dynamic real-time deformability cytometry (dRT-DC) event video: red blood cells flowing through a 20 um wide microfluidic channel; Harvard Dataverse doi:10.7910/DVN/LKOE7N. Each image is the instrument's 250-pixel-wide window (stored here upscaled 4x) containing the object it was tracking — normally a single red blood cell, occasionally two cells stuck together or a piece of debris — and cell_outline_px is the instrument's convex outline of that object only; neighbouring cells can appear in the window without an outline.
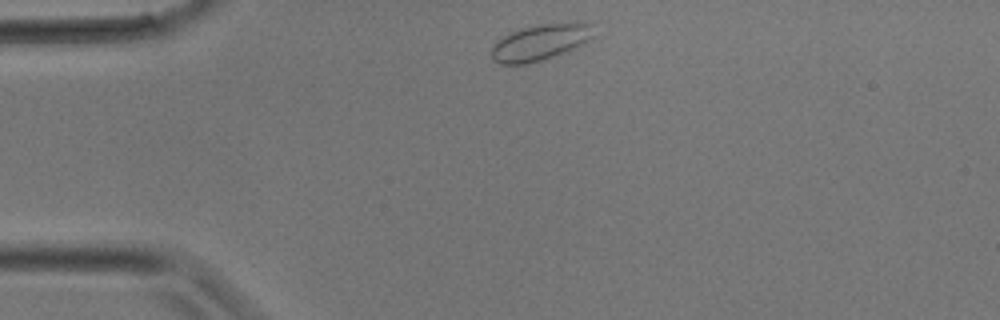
{"species": "common noctule bat (a hibernating species)", "species_latin": "Nyctalus noctula", "temperature_condition": "room temperature", "stored_images_in_passage": 27, "camera_frame_rate_fps": 3000, "um_per_image_px": 0.085, "animal": {"sex": "male", "body_mass_g": 17.9}, "frame": {"image": 1, "passage_image": 1, "time_ms": 0.0, "image_size_px": [1000, 320], "cell_outline_px": [[592, 40], [560, 56], [528, 64], [500, 64], [492, 60], [492, 48], [496, 40], [512, 32], [524, 28], [540, 24], [576, 20], [580, 20], [592, 24]], "centroid_in_image_um": [46.01, 3.59], "position_along_channel_um": 39.0, "area_um2": 22.25}}
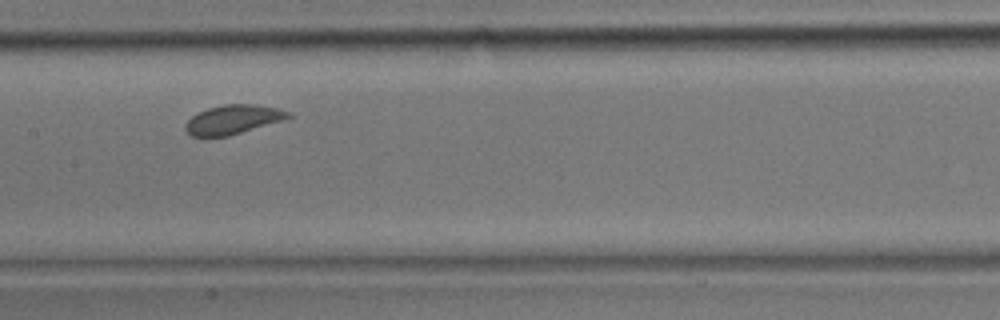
{"frame": {"image": 2, "passage_image": 10, "time_ms": 3.0, "image_size_px": [1000, 320], "cell_outline_px": [[292, 116], [280, 120], [228, 136], [192, 136], [184, 128], [184, 124], [192, 116], [208, 108], [224, 104], [256, 104], [276, 108], [292, 112]], "centroid_in_image_um": [19.78, 10.14], "position_along_channel_um": 187.6, "area_um2": 17.11}}
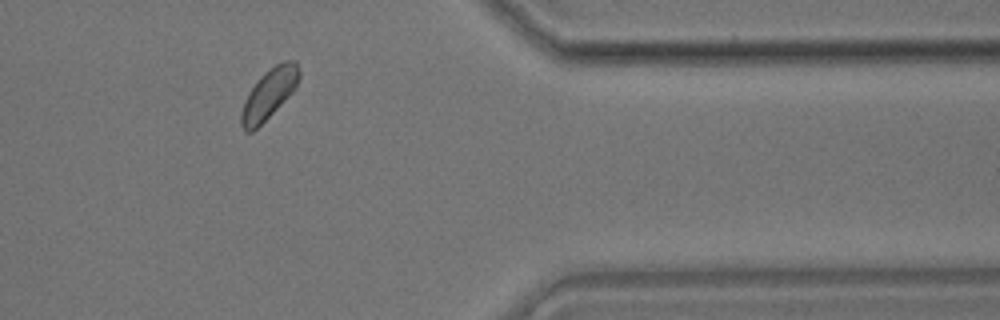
{"frame": {"image": 3, "passage_image": 21, "time_ms": 6.667, "image_size_px": [1000, 320], "cell_outline_px": [[300, 76], [296, 88], [252, 132], [244, 132], [240, 124], [240, 112], [244, 100], [248, 92], [260, 76], [264, 72], [276, 64], [284, 60], [296, 60], [300, 72]], "centroid_in_image_um": [22.84, 7.95], "position_along_channel_um": 388.6, "area_um2": 16.82}}